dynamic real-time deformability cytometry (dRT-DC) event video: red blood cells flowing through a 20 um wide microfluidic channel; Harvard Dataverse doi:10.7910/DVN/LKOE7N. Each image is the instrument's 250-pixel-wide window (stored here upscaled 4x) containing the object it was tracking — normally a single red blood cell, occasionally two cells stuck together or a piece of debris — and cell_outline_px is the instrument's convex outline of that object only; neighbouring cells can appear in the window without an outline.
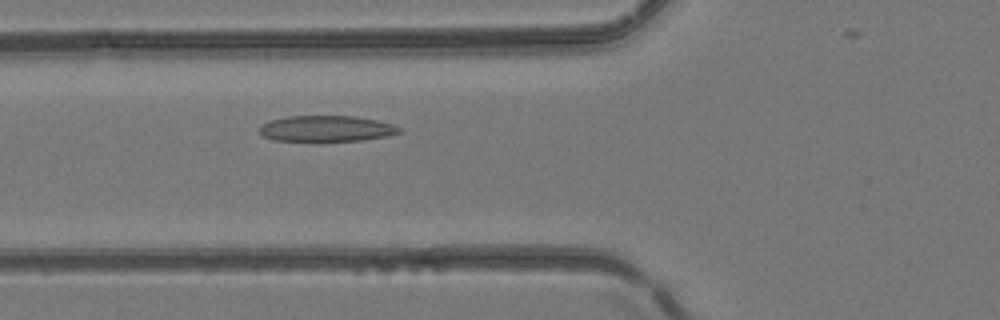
{"species": "common noctule bat (a hibernating species)", "species_latin": "Nyctalus noctula", "temperature_condition": "room temperature", "stored_images_in_passage": 39, "camera_frame_rate_fps": 3000, "um_per_image_px": 0.085, "animal": {"sex": "female", "body_mass_g": 24.6, "forearm_length_mm": 56.2}, "frame": {"image": 1, "passage_image": 13, "time_ms": 4.0, "image_size_px": [1000, 320], "cell_outline_px": [[404, 132], [388, 136], [360, 140], [320, 144], [272, 140], [264, 136], [260, 132], [260, 128], [264, 124], [272, 120], [288, 116], [352, 116], [376, 120], [392, 124], [404, 128]], "centroid_in_image_um": [27.78, 10.98], "position_along_channel_um": 98.0, "area_um2": 22.08}}
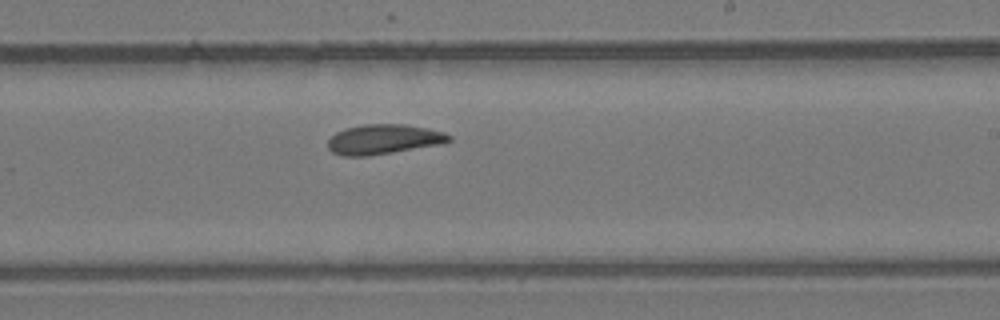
{"frame": {"image": 2, "passage_image": 24, "time_ms": 7.667, "image_size_px": [1000, 320], "cell_outline_px": [[452, 140], [444, 144], [368, 156], [344, 156], [332, 152], [328, 148], [328, 140], [336, 132], [344, 128], [364, 124], [404, 124], [428, 128], [444, 132], [452, 136]], "centroid_in_image_um": [32.63, 11.84], "position_along_channel_um": 256.4, "area_um2": 21.27}}
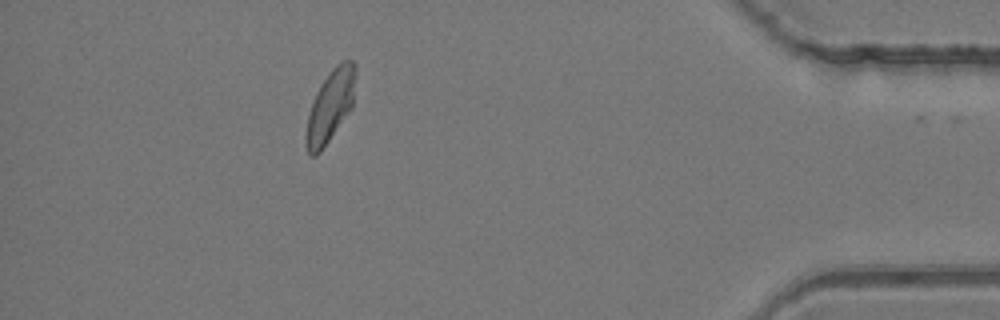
{"frame": {"image": 3, "passage_image": 38, "time_ms": 12.333, "image_size_px": [1000, 320], "cell_outline_px": [[356, 76], [352, 108], [320, 152], [316, 156], [308, 156], [304, 144], [304, 136], [308, 116], [316, 92], [320, 84], [328, 72], [336, 64], [344, 60], [352, 60], [356, 64]], "centroid_in_image_um": [28.06, 9.01], "position_along_channel_um": 407.1, "area_um2": 21.04}}